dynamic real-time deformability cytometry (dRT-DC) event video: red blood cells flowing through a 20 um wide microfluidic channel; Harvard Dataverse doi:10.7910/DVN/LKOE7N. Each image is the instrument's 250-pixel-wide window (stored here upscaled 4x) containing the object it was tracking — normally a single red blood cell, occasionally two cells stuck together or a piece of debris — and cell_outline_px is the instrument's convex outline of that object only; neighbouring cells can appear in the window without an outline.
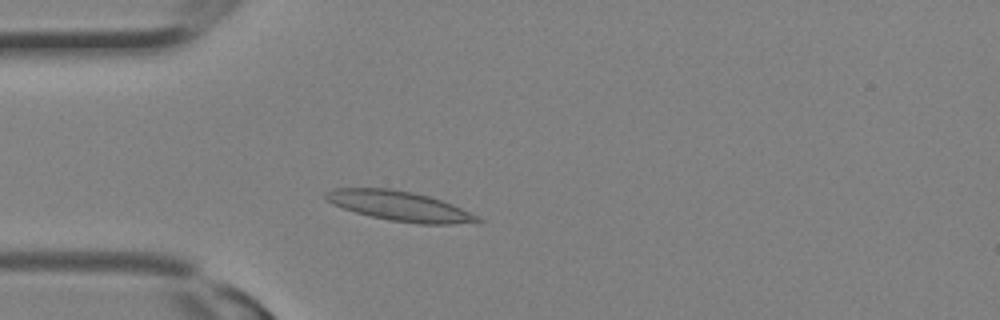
{"species": "Egyptian fruit bat (a non-hibernating species)", "species_latin": "Rousettus aegyptiacus", "temperature_condition": "room temperature", "stored_images_in_passage": 28, "camera_frame_rate_fps": 3000, "um_per_image_px": 0.085, "animal": {"sex": "female"}, "frame": {"image": 1, "passage_image": 6, "time_ms": 1.667, "image_size_px": [1000, 320], "cell_outline_px": [[484, 220], [480, 224], [420, 224], [392, 220], [372, 216], [356, 212], [332, 204], [324, 196], [324, 192], [332, 188], [392, 188], [412, 192], [428, 196], [452, 204]], "centroid_in_image_um": [33.99, 17.51], "position_along_channel_um": 51.0, "area_um2": 26.24}}
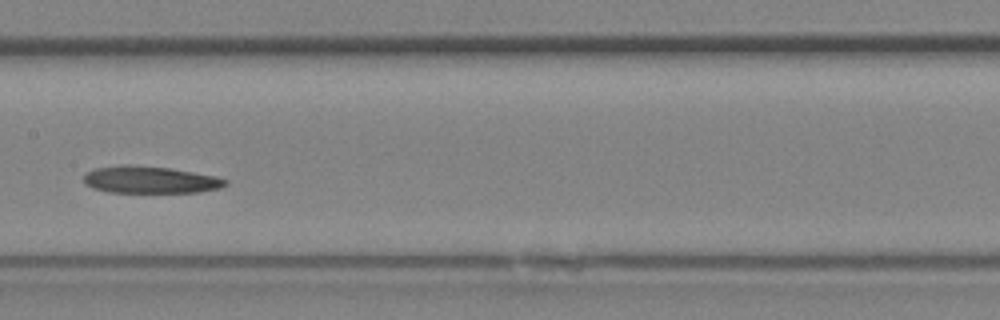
{"frame": {"image": 2, "passage_image": 13, "time_ms": 4.0, "image_size_px": [1000, 320], "cell_outline_px": [[228, 184], [220, 188], [200, 192], [108, 192], [92, 188], [84, 184], [84, 176], [92, 168], [172, 168], [216, 176], [228, 180]], "centroid_in_image_um": [12.85, 15.33], "position_along_channel_um": 194.5, "area_um2": 21.39}}
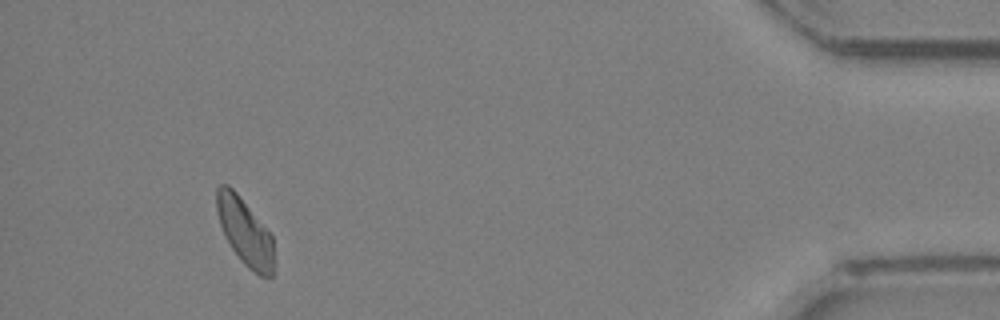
{"frame": {"image": 3, "passage_image": 26, "time_ms": 8.333, "image_size_px": [1000, 320], "cell_outline_px": [[272, 276], [260, 276], [248, 268], [244, 264], [232, 248], [220, 224], [216, 208], [216, 188], [220, 184], [228, 184], [240, 196], [272, 236]], "centroid_in_image_um": [20.78, 19.66], "position_along_channel_um": 414.4, "area_um2": 21.68}}